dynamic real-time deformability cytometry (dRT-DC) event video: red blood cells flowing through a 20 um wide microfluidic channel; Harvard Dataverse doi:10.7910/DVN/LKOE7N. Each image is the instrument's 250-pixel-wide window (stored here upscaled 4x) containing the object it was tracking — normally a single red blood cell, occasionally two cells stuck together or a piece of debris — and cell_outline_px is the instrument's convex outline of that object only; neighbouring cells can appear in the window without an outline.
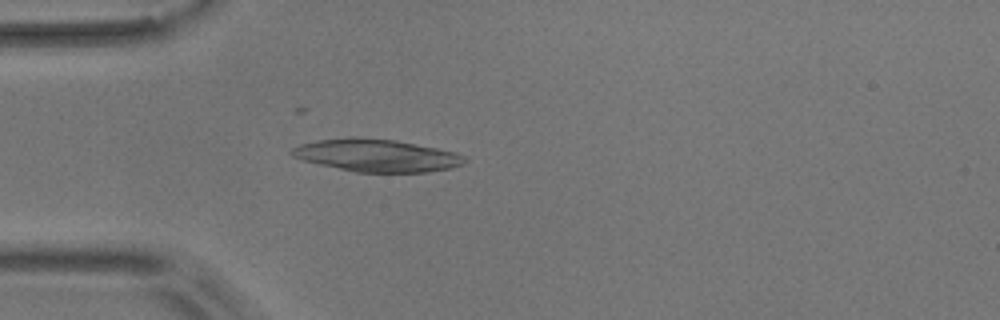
{"species": "common noctule bat (a hibernating species)", "species_latin": "Nyctalus noctula", "temperature_condition": "room temperature", "stored_images_in_passage": 4, "camera_frame_rate_fps": 3000, "um_per_image_px": 0.085, "animal": {"sex": "male", "body_mass_g": 17.9}, "frame": {"image": 1, "passage_image": 4, "time_ms": 3.667, "image_size_px": [1000, 320], "cell_outline_px": [[468, 160], [464, 164], [452, 168], [428, 172], [356, 172], [320, 164], [304, 160], [292, 156], [288, 152], [292, 148], [300, 144], [316, 140], [352, 136], [360, 136], [396, 140], [456, 152], [464, 156]], "centroid_in_image_um": [32.02, 13.2], "position_along_channel_um": 53.0, "area_um2": 33.0}}